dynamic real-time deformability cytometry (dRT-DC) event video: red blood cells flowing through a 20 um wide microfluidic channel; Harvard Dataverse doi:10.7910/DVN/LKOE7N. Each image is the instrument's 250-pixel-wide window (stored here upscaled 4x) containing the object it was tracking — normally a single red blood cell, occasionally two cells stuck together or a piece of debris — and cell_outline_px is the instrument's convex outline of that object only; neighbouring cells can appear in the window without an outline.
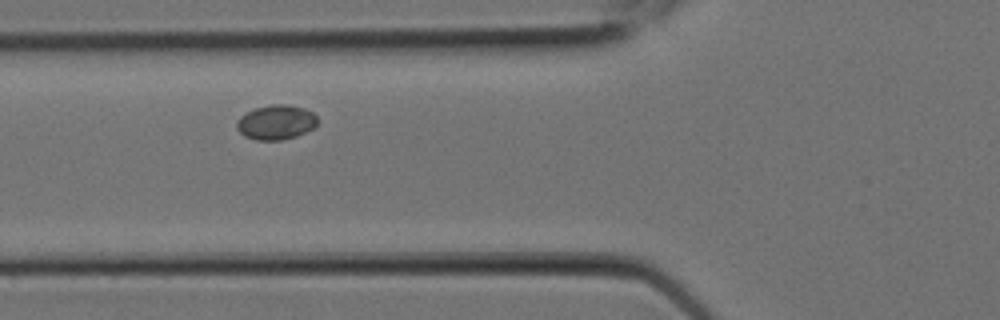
{"species": "Egyptian fruit bat (a non-hibernating species)", "species_latin": "Rousettus aegyptiacus", "temperature_condition": "room temperature", "stored_images_in_passage": 4, "camera_frame_rate_fps": 3000, "um_per_image_px": 0.085, "animal": {"sex": "female"}, "frame": {"image": 1, "passage_image": 3, "time_ms": 0.667, "image_size_px": [1000, 320], "cell_outline_px": [[316, 124], [312, 128], [296, 136], [280, 140], [256, 140], [244, 136], [236, 128], [236, 120], [240, 116], [256, 108], [272, 104], [288, 104], [304, 108], [312, 112], [316, 116]], "centroid_in_image_um": [23.43, 10.39], "position_along_channel_um": 102.4, "area_um2": 16.18}}
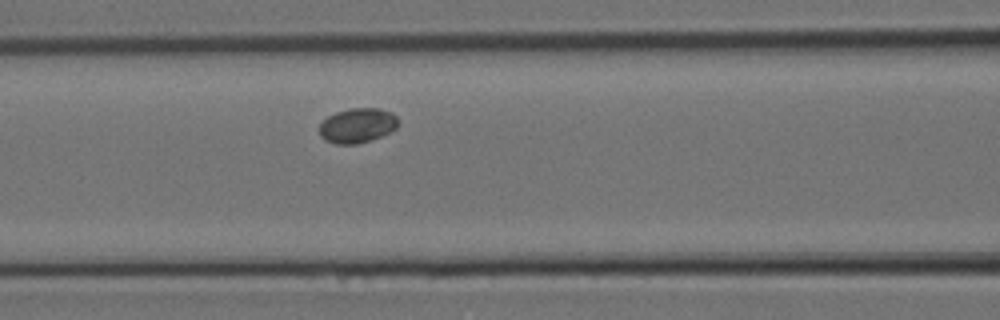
{"frame": {"image": 2, "passage_image": 4, "time_ms": 1.0, "image_size_px": [1000, 320], "cell_outline_px": [[396, 128], [392, 132], [372, 140], [356, 144], [336, 144], [324, 140], [320, 136], [320, 124], [328, 116], [336, 112], [352, 108], [380, 108], [392, 112], [396, 116]], "centroid_in_image_um": [30.38, 10.67], "position_along_channel_um": 136.2, "area_um2": 16.01}}